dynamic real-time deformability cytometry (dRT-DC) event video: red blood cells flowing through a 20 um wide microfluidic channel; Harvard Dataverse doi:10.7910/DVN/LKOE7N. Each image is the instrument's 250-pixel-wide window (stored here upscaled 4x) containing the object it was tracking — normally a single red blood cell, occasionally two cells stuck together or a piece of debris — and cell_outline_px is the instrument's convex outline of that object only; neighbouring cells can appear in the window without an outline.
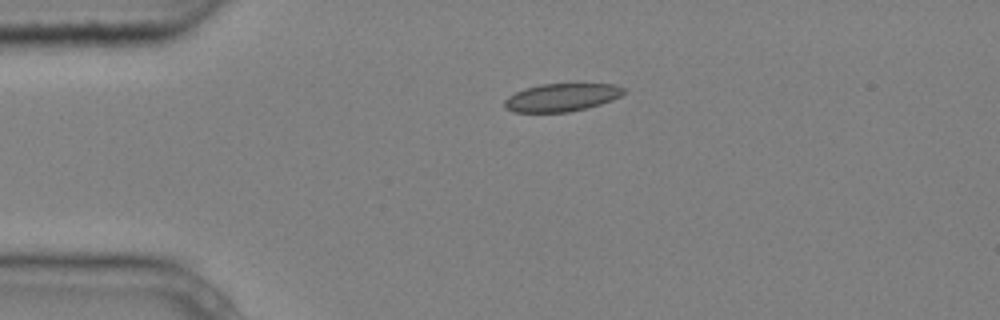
{"species": "common noctule bat (a hibernating species)", "species_latin": "Nyctalus noctula", "temperature_condition": "cold", "stored_images_in_passage": 2, "camera_frame_rate_fps": 3000, "um_per_image_px": 0.085, "animal": {"sex": "male", "body_mass_g": 20.4}, "frame": {"image": 1, "passage_image": 1, "time_ms": 0.0, "image_size_px": [1000, 320], "cell_outline_px": [[628, 92], [612, 100], [600, 104], [568, 112], [512, 112], [504, 108], [504, 100], [508, 96], [524, 88], [540, 84], [616, 84], [624, 88]], "centroid_in_image_um": [47.73, 8.28], "position_along_channel_um": 37.3, "area_um2": 19.48}}